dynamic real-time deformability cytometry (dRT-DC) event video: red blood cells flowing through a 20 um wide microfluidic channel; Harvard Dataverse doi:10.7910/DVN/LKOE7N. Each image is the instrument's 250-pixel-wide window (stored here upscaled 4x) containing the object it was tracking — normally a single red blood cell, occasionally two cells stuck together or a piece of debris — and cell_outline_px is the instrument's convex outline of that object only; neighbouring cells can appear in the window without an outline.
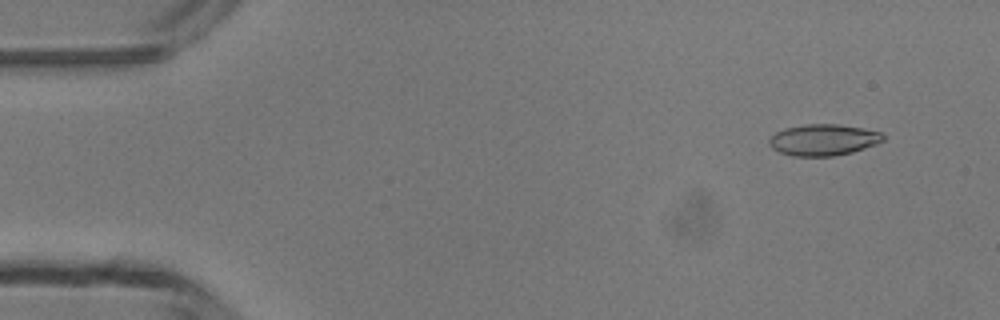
{"species": "common noctule bat (a hibernating species)", "species_latin": "Nyctalus noctula", "temperature_condition": "room temperature", "stored_images_in_passage": 5, "camera_frame_rate_fps": 3000, "um_per_image_px": 0.085, "animal": {"sex": "male", "body_mass_g": 13.3}, "frame": {"image": 1, "passage_image": 2, "time_ms": 1.0, "image_size_px": [1000, 320], "cell_outline_px": [[884, 140], [876, 144], [852, 152], [832, 156], [792, 156], [780, 152], [772, 148], [768, 144], [768, 140], [776, 132], [784, 128], [804, 124], [840, 124], [864, 128], [880, 132], [884, 136]], "centroid_in_image_um": [69.97, 11.88], "position_along_channel_um": 15.0, "area_um2": 20.87}}